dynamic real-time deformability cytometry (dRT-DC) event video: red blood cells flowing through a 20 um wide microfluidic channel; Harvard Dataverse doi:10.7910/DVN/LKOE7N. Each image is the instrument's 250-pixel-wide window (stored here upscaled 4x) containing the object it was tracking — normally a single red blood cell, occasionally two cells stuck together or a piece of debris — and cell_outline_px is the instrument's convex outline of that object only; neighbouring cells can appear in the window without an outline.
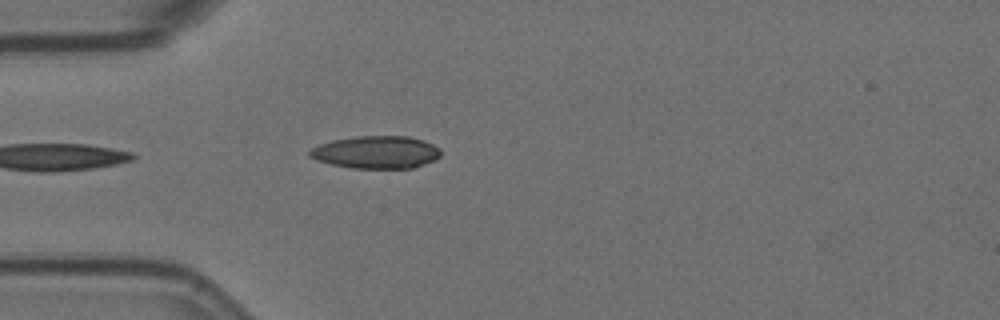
{"species": "Egyptian fruit bat (a non-hibernating species)", "species_latin": "Rousettus aegyptiacus", "temperature_condition": "room temperature", "stored_images_in_passage": 1, "camera_frame_rate_fps": 3000, "um_per_image_px": 0.085, "animal": {"sex": "female"}, "frame": {"image": 1, "passage_image": 1, "time_ms": 0.0, "image_size_px": [1000, 320], "cell_outline_px": [[440, 156], [424, 164], [412, 168], [352, 168], [332, 164], [316, 160], [308, 156], [308, 152], [312, 148], [320, 144], [332, 140], [356, 136], [408, 136], [432, 144], [440, 148]], "centroid_in_image_um": [31.94, 12.94], "position_along_channel_um": 53.1, "area_um2": 24.74}}